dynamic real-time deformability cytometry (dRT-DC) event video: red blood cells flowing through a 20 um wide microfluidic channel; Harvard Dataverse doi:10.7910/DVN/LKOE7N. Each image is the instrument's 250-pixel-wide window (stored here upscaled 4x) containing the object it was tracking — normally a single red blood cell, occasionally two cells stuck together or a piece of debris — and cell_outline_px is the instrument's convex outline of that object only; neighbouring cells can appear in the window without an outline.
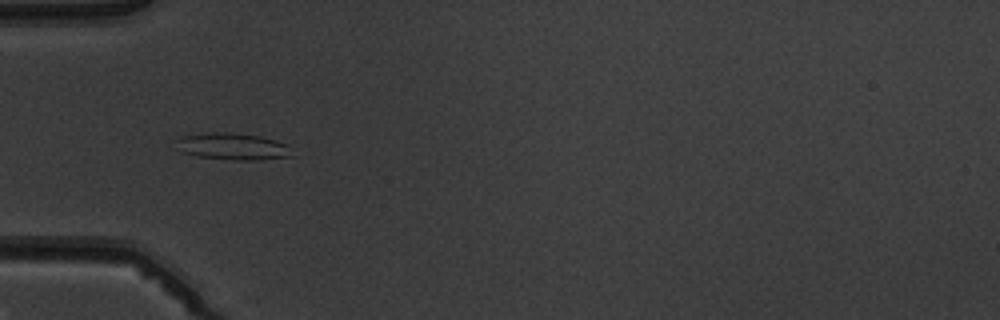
{"species": "common noctule bat (a hibernating species)", "species_latin": "Nyctalus noctula", "temperature_condition": "warm", "stored_images_in_passage": 7, "camera_frame_rate_fps": 3000, "um_per_image_px": 0.085, "animal": {"sex": "male", "body_mass_g": 19.5, "forearm_length_mm": 54.6}, "frame": {"image": 1, "passage_image": 5, "time_ms": 4.667, "image_size_px": [1000, 320], "cell_outline_px": [[296, 156], [260, 160], [232, 160], [196, 156], [180, 152], [172, 140], [184, 136], [212, 132], [224, 132], [260, 136], [276, 140], [288, 144]], "centroid_in_image_um": [19.79, 12.46], "position_along_channel_um": 65.2, "area_um2": 18.5}}
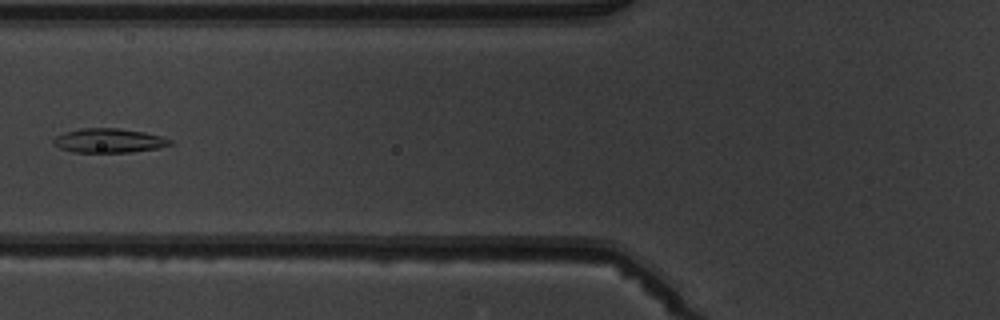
{"frame": {"image": 2, "passage_image": 6, "time_ms": 6.0, "image_size_px": [1000, 320], "cell_outline_px": [[172, 144], [156, 148], [132, 152], [72, 152], [60, 148], [52, 144], [52, 140], [56, 136], [64, 132], [80, 128], [116, 128], [144, 132], [160, 136], [172, 140]], "centroid_in_image_um": [9.2, 11.95], "position_along_channel_um": 116.6, "area_um2": 16.42}}
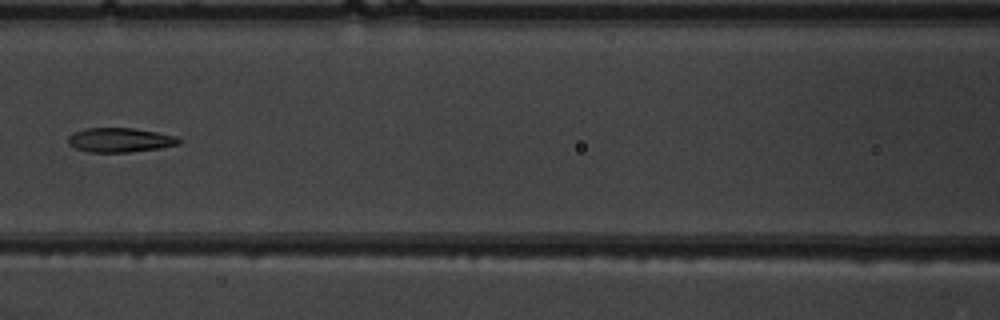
{"frame": {"image": 3, "passage_image": 7, "time_ms": 7.0, "image_size_px": [1000, 320], "cell_outline_px": [[180, 144], [160, 148], [128, 152], [88, 152], [76, 148], [68, 144], [68, 136], [72, 132], [84, 128], [132, 128], [156, 132], [176, 136], [180, 140]], "centroid_in_image_um": [10.16, 11.9], "position_along_channel_um": 156.4, "area_um2": 15.72}}